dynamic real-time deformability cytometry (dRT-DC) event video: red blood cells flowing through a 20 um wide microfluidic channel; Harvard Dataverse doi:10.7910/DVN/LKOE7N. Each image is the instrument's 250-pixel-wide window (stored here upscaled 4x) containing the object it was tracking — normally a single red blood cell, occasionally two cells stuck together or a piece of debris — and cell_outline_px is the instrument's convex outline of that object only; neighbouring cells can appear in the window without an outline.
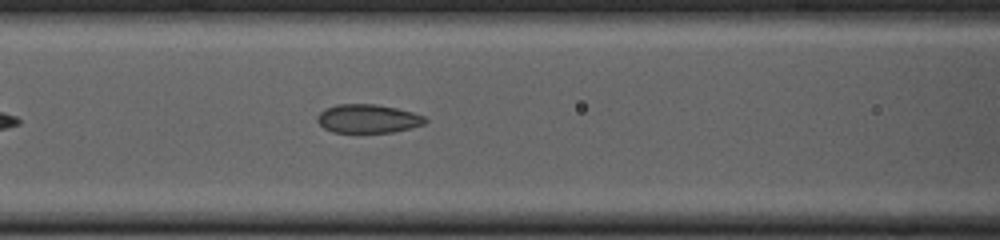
{"species": "common noctule bat (a hibernating species)", "species_latin": "Nyctalus noctula", "temperature_condition": "cold", "stored_images_in_passage": 27, "camera_frame_rate_fps": 3000, "um_per_image_px": 0.085, "animal": {"sex": "female", "body_mass_g": 23.0, "forearm_length_mm": 53.4}, "frame": {"image": 1, "passage_image": 11, "time_ms": 3.333, "image_size_px": [1000, 240], "cell_outline_px": [[428, 120], [424, 124], [392, 132], [332, 132], [324, 128], [316, 120], [316, 116], [324, 108], [336, 104], [376, 104], [396, 108], [412, 112], [424, 116]], "centroid_in_image_um": [31.23, 10.07], "position_along_channel_um": 135.4, "area_um2": 17.98}}
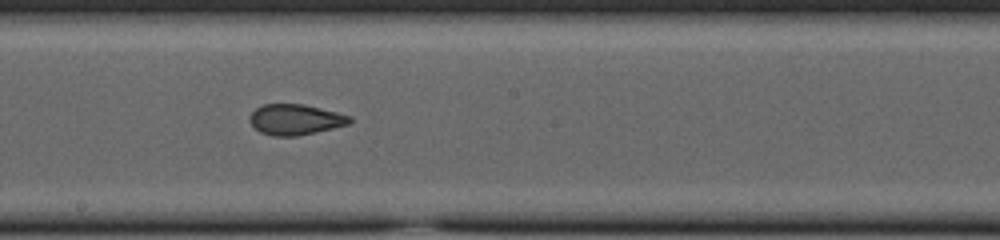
{"frame": {"image": 2, "passage_image": 18, "time_ms": 5.667, "image_size_px": [1000, 240], "cell_outline_px": [[352, 120], [348, 124], [316, 132], [296, 136], [272, 136], [260, 132], [248, 120], [248, 116], [256, 108], [264, 104], [304, 104], [352, 116]], "centroid_in_image_um": [25.08, 10.16], "position_along_channel_um": 223.1, "area_um2": 17.8}}
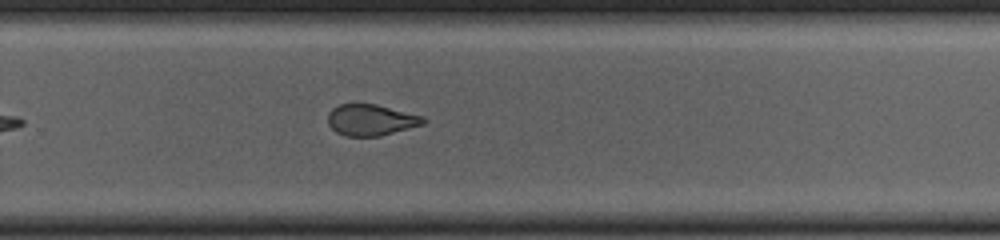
{"frame": {"image": 3, "passage_image": 24, "time_ms": 7.667, "image_size_px": [1000, 240], "cell_outline_px": [[428, 120], [424, 124], [380, 136], [344, 136], [336, 132], [328, 124], [328, 112], [332, 108], [340, 104], [352, 100], [376, 104], [424, 116]], "centroid_in_image_um": [31.5, 10.15], "position_along_channel_um": 298.3, "area_um2": 17.98}}